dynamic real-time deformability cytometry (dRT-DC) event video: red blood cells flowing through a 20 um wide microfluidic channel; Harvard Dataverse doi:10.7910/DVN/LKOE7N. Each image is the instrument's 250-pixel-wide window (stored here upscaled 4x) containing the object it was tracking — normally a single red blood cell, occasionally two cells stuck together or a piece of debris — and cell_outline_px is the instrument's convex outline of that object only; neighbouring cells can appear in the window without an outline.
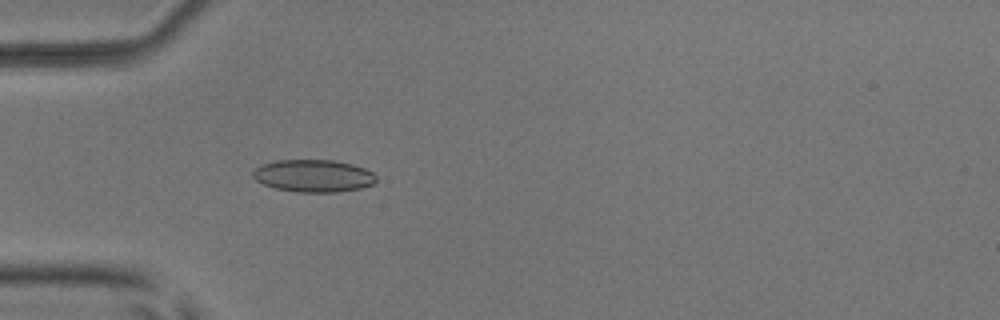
{"species": "common noctule bat (a hibernating species)", "species_latin": "Nyctalus noctula", "temperature_condition": "room temperature", "stored_images_in_passage": 41, "camera_frame_rate_fps": 3000, "um_per_image_px": 0.085, "animal": {"sex": "male", "body_mass_g": 17.9, "forearm_length_mm": 54.2}, "frame": {"image": 1, "passage_image": 5, "time_ms": 1.333, "image_size_px": [1000, 320], "cell_outline_px": [[376, 184], [360, 188], [336, 192], [296, 192], [276, 188], [264, 184], [256, 180], [252, 176], [252, 172], [260, 164], [276, 160], [332, 160], [352, 164], [364, 168], [372, 172], [376, 176]], "centroid_in_image_um": [26.64, 14.94], "position_along_channel_um": 58.4, "area_um2": 23.35}}
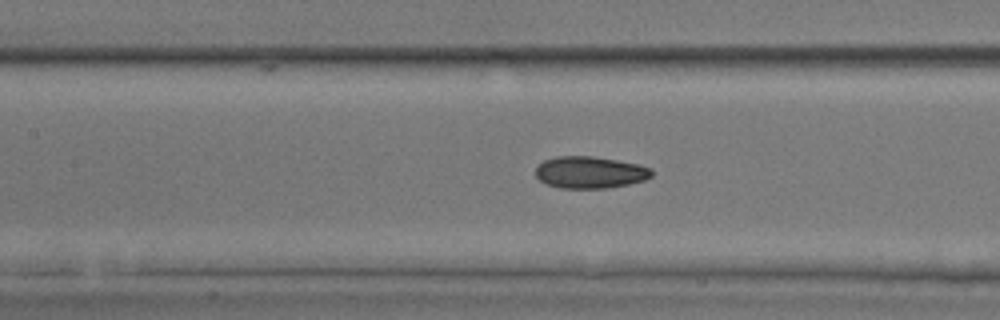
{"frame": {"image": 2, "passage_image": 13, "time_ms": 4.0, "image_size_px": [1000, 320], "cell_outline_px": [[652, 176], [644, 180], [628, 184], [608, 188], [560, 188], [548, 184], [540, 180], [536, 176], [536, 168], [544, 160], [556, 156], [592, 156], [640, 164], [652, 168]], "centroid_in_image_um": [50.17, 14.64], "position_along_channel_um": 157.2, "area_um2": 21.56}}
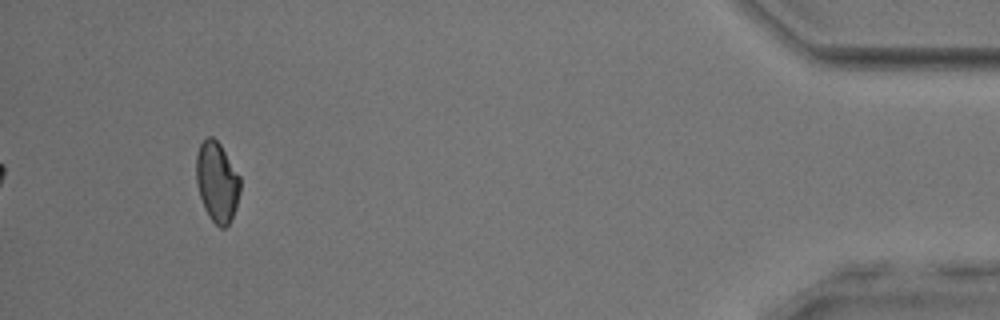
{"frame": {"image": 3, "passage_image": 38, "time_ms": 12.333, "image_size_px": [1000, 320], "cell_outline_px": [[240, 192], [232, 216], [228, 224], [224, 228], [220, 228], [208, 216], [204, 208], [196, 184], [196, 156], [200, 144], [208, 136], [212, 136], [220, 144], [240, 176]], "centroid_in_image_um": [18.43, 15.45], "position_along_channel_um": 416.8, "area_um2": 20.4}, "authors_computed_cell_mechanics": {"area_um2": 21.097, "velocity_mm_per_s": 3.9264, "shape_relaxation_time_tau1_ms": null, "shape_relaxation_time_tau2_ms": 2.781, "deformation_change_tau1": null, "deformation_change_tau2": 0.0757}}